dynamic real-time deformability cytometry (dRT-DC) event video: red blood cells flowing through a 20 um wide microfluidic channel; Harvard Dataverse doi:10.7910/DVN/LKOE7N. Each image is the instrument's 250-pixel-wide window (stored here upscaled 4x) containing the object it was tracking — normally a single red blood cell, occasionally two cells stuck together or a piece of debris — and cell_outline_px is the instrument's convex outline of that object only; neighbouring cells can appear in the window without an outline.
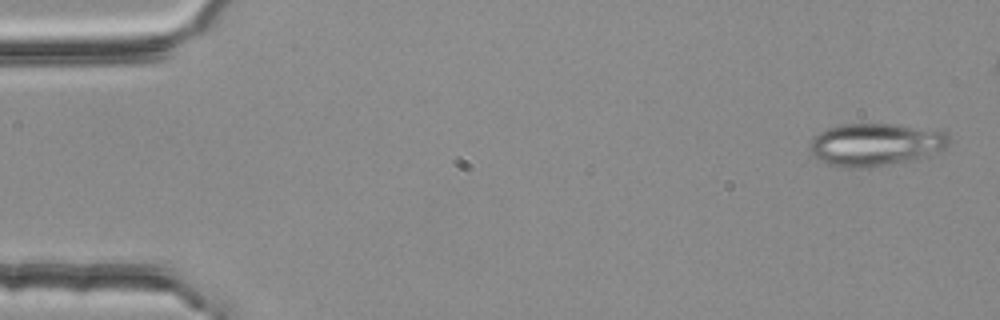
{"species": "common noctule bat (a hibernating species)", "species_latin": "Nyctalus noctula", "temperature_condition": "room temperature", "stored_images_in_passage": 5, "camera_frame_rate_fps": 3000, "um_per_image_px": 0.085, "animal": {"sex": "female", "body_mass_g": 25.1}, "frame": {"image": 1, "passage_image": 1, "time_ms": 0.0, "image_size_px": [1000, 320], "cell_outline_px": [[952, 140], [944, 148], [928, 156], [916, 160], [868, 168], [840, 168], [828, 164], [820, 160], [812, 152], [812, 136], [828, 128], [844, 124], [896, 124], [940, 128]], "centroid_in_image_um": [74.51, 12.28], "position_along_channel_um": 10.5, "area_um2": 35.14}}